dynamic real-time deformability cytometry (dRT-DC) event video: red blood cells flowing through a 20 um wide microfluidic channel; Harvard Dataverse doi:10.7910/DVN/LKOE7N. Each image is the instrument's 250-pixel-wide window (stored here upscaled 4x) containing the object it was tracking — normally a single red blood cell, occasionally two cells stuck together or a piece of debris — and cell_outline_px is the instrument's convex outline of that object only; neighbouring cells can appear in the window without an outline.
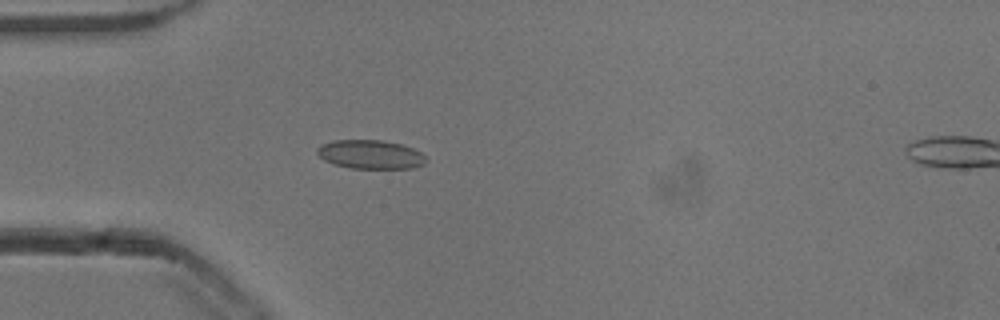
{"species": "common noctule bat (a hibernating species)", "species_latin": "Nyctalus noctula", "temperature_condition": "cold", "stored_images_in_passage": 43, "camera_frame_rate_fps": 3000, "um_per_image_px": 0.085, "animal": {"sex": "male", "body_mass_g": 13.3}, "frame": {"image": 1, "passage_image": 7, "time_ms": 2.0, "image_size_px": [1000, 320], "cell_outline_px": [[428, 160], [424, 164], [412, 168], [352, 168], [336, 164], [324, 160], [316, 152], [316, 148], [320, 144], [332, 140], [380, 140], [400, 144], [412, 148], [420, 152]], "centroid_in_image_um": [31.47, 13.12], "position_along_channel_um": 53.5, "area_um2": 18.21}}
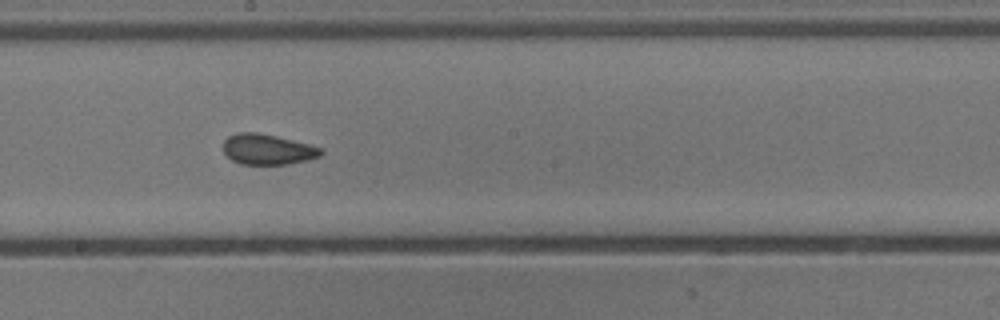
{"frame": {"image": 2, "passage_image": 21, "time_ms": 6.667, "image_size_px": [1000, 320], "cell_outline_px": [[324, 152], [320, 156], [308, 160], [288, 164], [240, 164], [232, 160], [224, 152], [224, 140], [228, 136], [236, 132], [256, 132], [276, 136], [324, 148]], "centroid_in_image_um": [22.76, 12.69], "position_along_channel_um": 225.4, "area_um2": 17.4}}
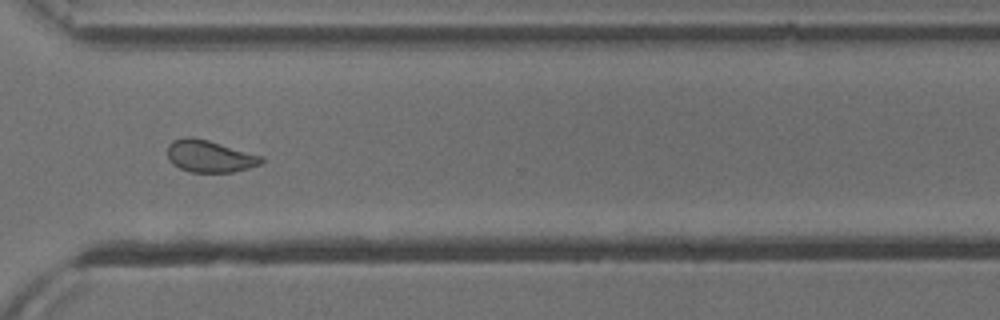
{"frame": {"image": 3, "passage_image": 31, "time_ms": 10.0, "image_size_px": [1000, 320], "cell_outline_px": [[264, 160], [260, 164], [248, 168], [232, 172], [192, 172], [180, 168], [172, 164], [168, 160], [168, 144], [172, 140], [184, 136], [192, 136], [208, 140], [264, 156]], "centroid_in_image_um": [17.8, 13.26], "position_along_channel_um": 352.8, "area_um2": 17.69}, "authors_computed_cell_mechanics": {"area_um2": 17.3978, "velocity_mm_per_s": 3.8354, "shape_relaxation_time_tau1_ms": null, "shape_relaxation_time_tau2_ms": 1.3938, "deformation_change_tau1": null, "deformation_change_tau2": 0.0479}}